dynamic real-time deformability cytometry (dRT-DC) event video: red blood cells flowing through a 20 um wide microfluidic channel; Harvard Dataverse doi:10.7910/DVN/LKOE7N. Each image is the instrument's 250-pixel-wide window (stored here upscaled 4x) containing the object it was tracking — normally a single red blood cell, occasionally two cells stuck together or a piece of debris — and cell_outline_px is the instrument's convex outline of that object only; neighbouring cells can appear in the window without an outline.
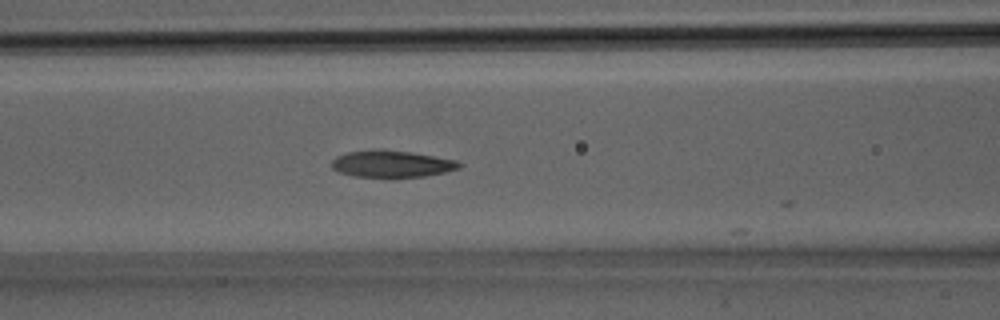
{"species": "Egyptian fruit bat (a non-hibernating species)", "species_latin": "Rousettus aegyptiacus", "temperature_condition": "room temperature", "stored_images_in_passage": 13, "camera_frame_rate_fps": 3000, "um_per_image_px": 0.085, "animal": {"sex": "male"}, "frame": {"image": 1, "passage_image": 12, "time_ms": 3.667, "image_size_px": [1000, 320], "cell_outline_px": [[464, 164], [460, 168], [444, 172], [424, 176], [352, 176], [340, 172], [332, 168], [332, 160], [336, 156], [348, 152], [376, 148], [380, 148], [412, 152], [456, 160]], "centroid_in_image_um": [33.29, 13.9], "position_along_channel_um": 133.3, "area_um2": 19.88}}